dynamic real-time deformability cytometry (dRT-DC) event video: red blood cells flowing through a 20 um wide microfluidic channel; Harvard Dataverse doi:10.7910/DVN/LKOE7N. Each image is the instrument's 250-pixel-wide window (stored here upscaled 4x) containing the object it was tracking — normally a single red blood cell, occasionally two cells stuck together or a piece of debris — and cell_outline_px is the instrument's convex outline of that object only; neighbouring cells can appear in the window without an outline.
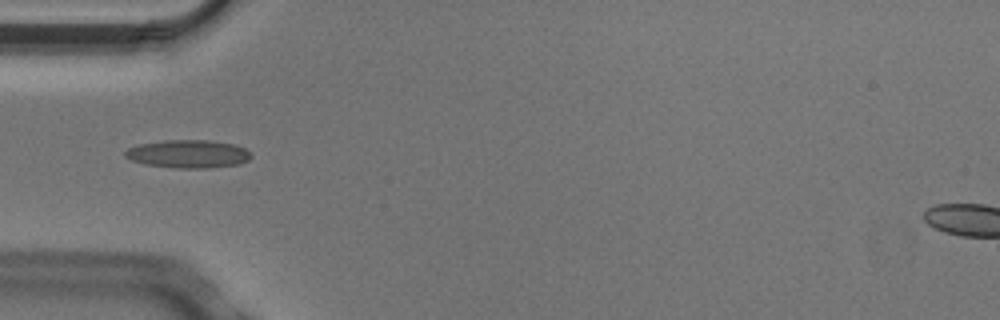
{"species": "Egyptian fruit bat (a non-hibernating species)", "species_latin": "Rousettus aegyptiacus", "temperature_condition": "cold", "stored_images_in_passage": 8, "camera_frame_rate_fps": 3000, "um_per_image_px": 0.085, "animal": {"sex": "male"}, "frame": {"image": 1, "passage_image": 5, "time_ms": 1.333, "image_size_px": [1000, 320], "cell_outline_px": [[252, 156], [248, 160], [240, 164], [208, 168], [176, 168], [144, 164], [132, 160], [124, 156], [124, 152], [128, 148], [140, 144], [164, 140], [208, 140], [236, 144], [252, 152]], "centroid_in_image_um": [16.03, 13.08], "position_along_channel_um": 69.0, "area_um2": 20.75}}
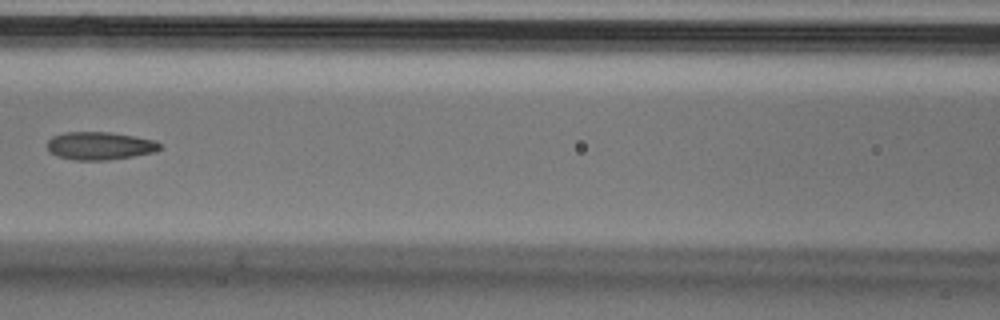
{"frame": {"image": 2, "passage_image": 7, "time_ms": 2.0, "image_size_px": [1000, 320], "cell_outline_px": [[160, 148], [156, 152], [108, 160], [76, 160], [56, 156], [48, 152], [48, 140], [52, 136], [64, 132], [108, 132], [156, 140], [160, 144]], "centroid_in_image_um": [8.45, 12.39], "position_along_channel_um": 158.1, "area_um2": 18.32}}
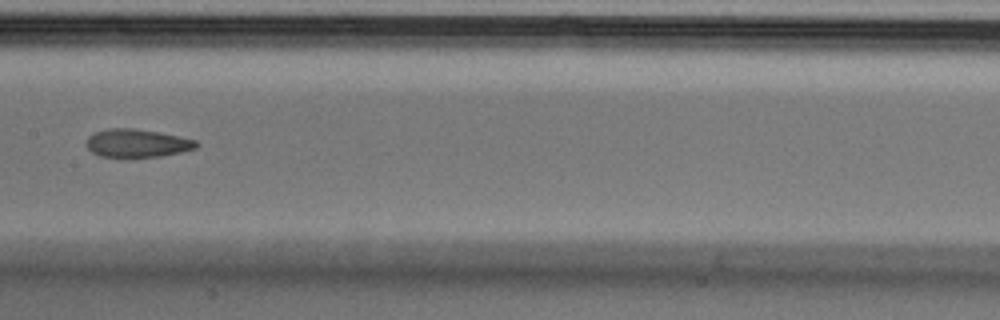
{"frame": {"image": 3, "passage_image": 8, "time_ms": 2.333, "image_size_px": [1000, 320], "cell_outline_px": [[200, 144], [196, 148], [180, 152], [160, 156], [124, 160], [100, 156], [92, 152], [88, 148], [88, 136], [96, 132], [108, 128], [132, 128], [156, 132], [196, 140]], "centroid_in_image_um": [11.62, 12.22], "position_along_channel_um": 195.8, "area_um2": 18.38}}